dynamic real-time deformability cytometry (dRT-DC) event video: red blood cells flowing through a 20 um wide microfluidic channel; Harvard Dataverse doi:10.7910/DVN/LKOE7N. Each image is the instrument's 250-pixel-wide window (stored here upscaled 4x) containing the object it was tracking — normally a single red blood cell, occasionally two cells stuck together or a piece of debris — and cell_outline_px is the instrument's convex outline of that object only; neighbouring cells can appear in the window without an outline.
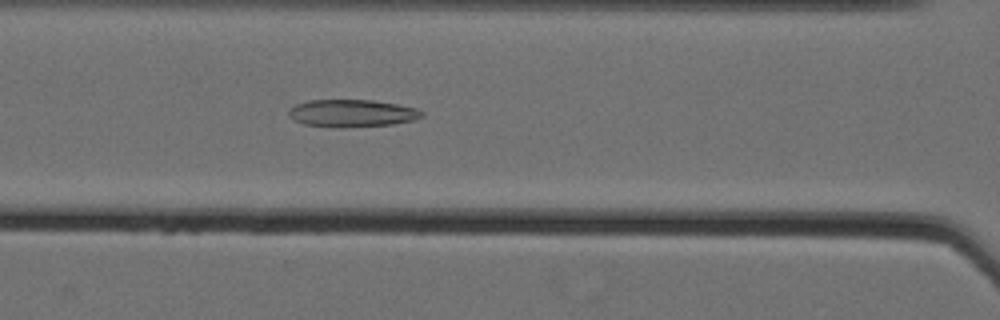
{"species": "Egyptian fruit bat (a non-hibernating species)", "species_latin": "Rousettus aegyptiacus", "temperature_condition": "cold", "stored_images_in_passage": 41, "camera_frame_rate_fps": 3000, "um_per_image_px": 0.085, "animal": {"sex": "female"}, "frame": {"image": 1, "passage_image": 11, "time_ms": 3.333, "image_size_px": [1000, 320], "cell_outline_px": [[424, 116], [412, 120], [392, 124], [344, 128], [332, 128], [304, 124], [296, 120], [288, 112], [288, 108], [296, 104], [312, 100], [372, 100], [396, 104], [416, 108], [424, 112]], "centroid_in_image_um": [29.92, 9.63], "position_along_channel_um": 136.7, "area_um2": 21.27}}
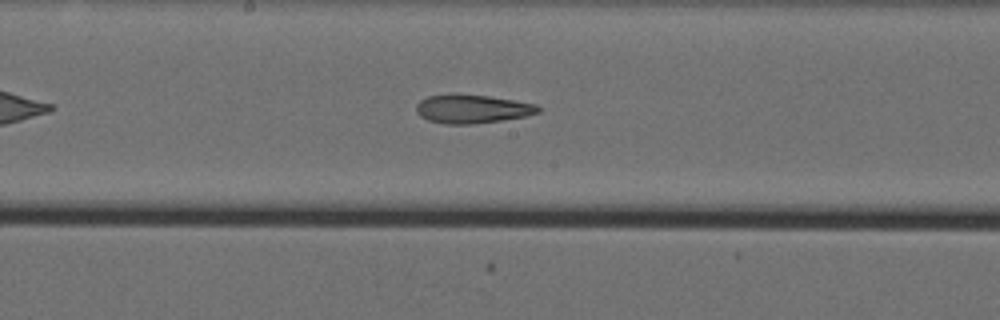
{"frame": {"image": 2, "passage_image": 17, "time_ms": 5.333, "image_size_px": [1000, 320], "cell_outline_px": [[540, 112], [524, 116], [500, 120], [472, 124], [444, 124], [428, 120], [420, 116], [416, 112], [416, 104], [420, 100], [428, 96], [452, 92], [460, 92], [488, 96], [536, 104], [540, 108]], "centroid_in_image_um": [40.06, 9.23], "position_along_channel_um": 208.1, "area_um2": 20.63}}
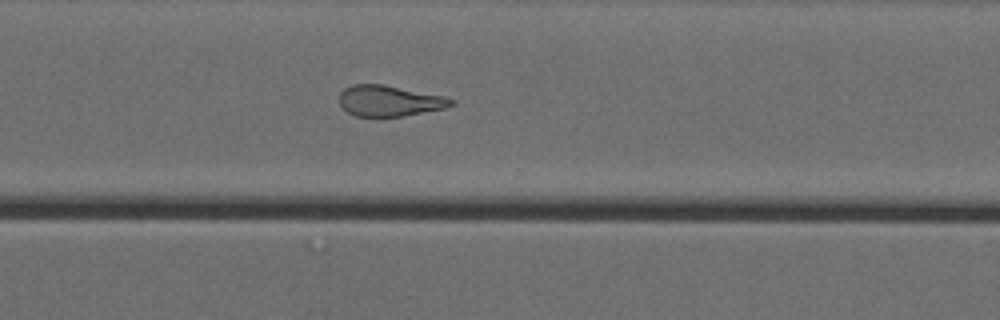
{"frame": {"image": 3, "passage_image": 28, "time_ms": 9.0, "image_size_px": [1000, 320], "cell_outline_px": [[456, 104], [444, 108], [404, 116], [356, 116], [348, 112], [340, 104], [340, 92], [344, 88], [352, 84], [384, 84], [444, 96], [456, 100]], "centroid_in_image_um": [33.12, 8.56], "position_along_channel_um": 337.5, "area_um2": 20.11}, "authors_computed_cell_mechanics": {"area_um2": 21.0392, "velocity_mm_per_s": 3.5629, "shape_relaxation_time_tau1_ms": 8.983, "shape_relaxation_time_tau2_ms": 3.8995, "deformation_change_tau1": 0.2311, "deformation_change_tau2": 0.1461}}